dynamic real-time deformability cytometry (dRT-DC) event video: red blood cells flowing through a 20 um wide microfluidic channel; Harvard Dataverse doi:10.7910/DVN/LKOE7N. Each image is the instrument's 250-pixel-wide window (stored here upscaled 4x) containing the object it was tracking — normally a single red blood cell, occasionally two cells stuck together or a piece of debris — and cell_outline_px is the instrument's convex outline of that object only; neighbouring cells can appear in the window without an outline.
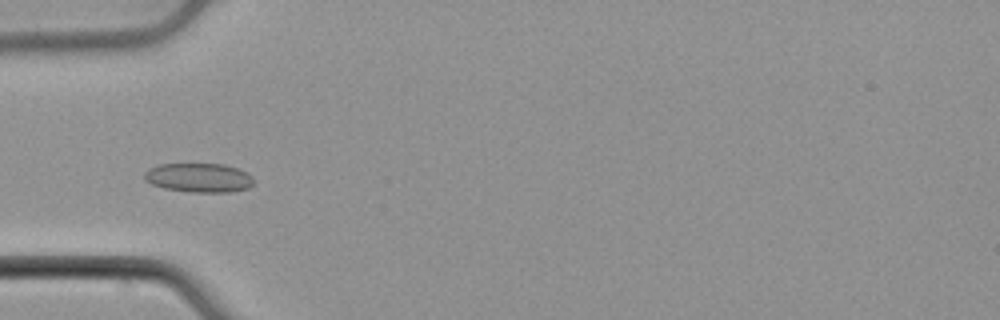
{"species": "common noctule bat (a hibernating species)", "species_latin": "Nyctalus noctula", "temperature_condition": "cold", "stored_images_in_passage": 55, "camera_frame_rate_fps": 3000, "um_per_image_px": 0.085, "animal": {"sex": "male", "body_mass_g": 21.5, "forearm_length_mm": 52.0}, "frame": {"image": 1, "passage_image": 19, "time_ms": 6.0, "image_size_px": [1000, 320], "cell_outline_px": [[252, 184], [248, 188], [232, 192], [192, 192], [164, 188], [152, 184], [144, 180], [144, 172], [148, 168], [160, 164], [224, 164], [236, 168], [252, 176]], "centroid_in_image_um": [16.87, 15.1], "position_along_channel_um": 68.1, "area_um2": 18.5}}
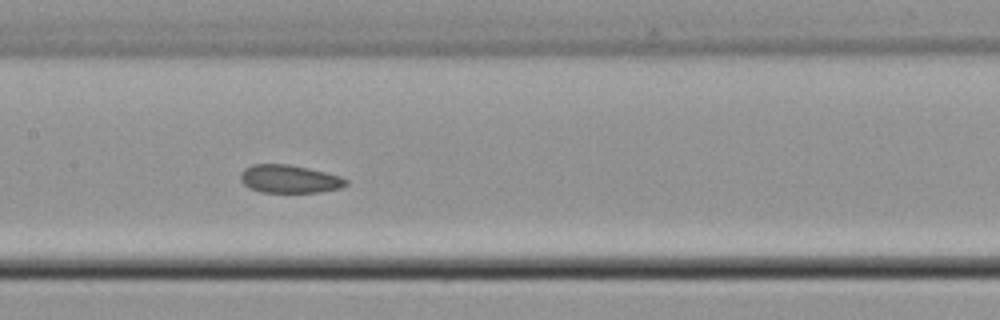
{"frame": {"image": 2, "passage_image": 28, "time_ms": 9.0, "image_size_px": [1000, 320], "cell_outline_px": [[348, 184], [340, 188], [320, 192], [260, 192], [248, 188], [240, 180], [240, 172], [244, 168], [252, 164], [288, 164], [308, 168], [340, 176], [348, 180]], "centroid_in_image_um": [24.56, 15.21], "position_along_channel_um": 182.8, "area_um2": 17.34}}
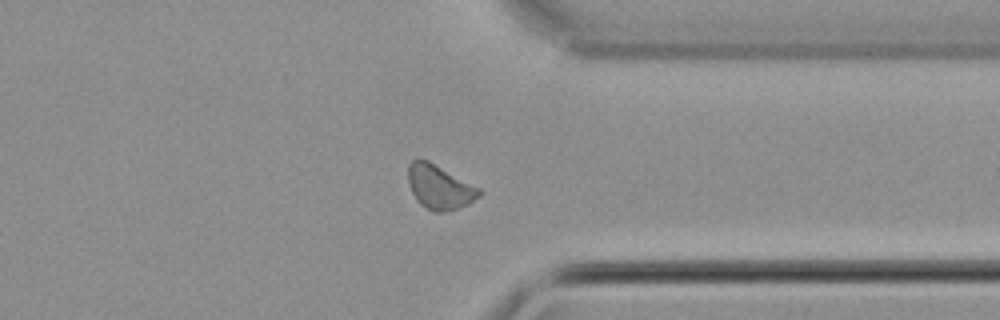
{"frame": {"image": 3, "passage_image": 43, "time_ms": 14.0, "image_size_px": [1000, 320], "cell_outline_px": [[484, 192], [480, 196], [468, 204], [460, 208], [444, 212], [432, 212], [424, 208], [416, 200], [412, 192], [408, 180], [408, 164], [412, 160], [428, 160], [480, 188]], "centroid_in_image_um": [37.37, 15.92], "position_along_channel_um": 374.0, "area_um2": 18.44}, "authors_computed_cell_mechanics": {"area_um2": 18.0914, "velocity_mm_per_s": 3.8771, "shape_relaxation_time_tau1_ms": null, "shape_relaxation_time_tau2_ms": 4.3549, "deformation_change_tau1": null, "deformation_change_tau2": 0.0806}}